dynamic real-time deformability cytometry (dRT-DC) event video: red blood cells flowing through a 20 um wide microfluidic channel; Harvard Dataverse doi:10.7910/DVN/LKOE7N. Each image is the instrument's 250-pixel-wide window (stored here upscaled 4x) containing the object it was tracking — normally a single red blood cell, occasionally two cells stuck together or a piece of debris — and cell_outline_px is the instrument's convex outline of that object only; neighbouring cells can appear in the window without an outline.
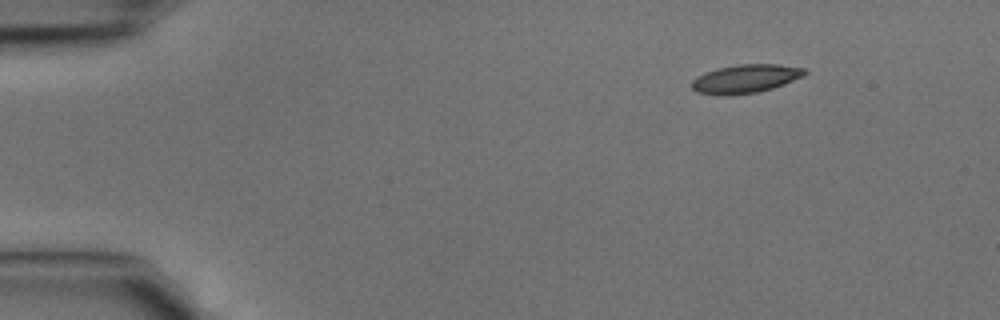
{"species": "common noctule bat (a hibernating species)", "species_latin": "Nyctalus noctula", "temperature_condition": "cold", "stored_images_in_passage": 3, "camera_frame_rate_fps": 3000, "um_per_image_px": 0.085, "animal": {"sex": "male", "body_mass_g": 15.6}, "frame": {"image": 1, "passage_image": 1, "time_ms": 0.0, "image_size_px": [1000, 320], "cell_outline_px": [[808, 72], [804, 76], [784, 84], [772, 88], [756, 92], [732, 96], [720, 96], [696, 92], [692, 88], [692, 80], [696, 76], [704, 72], [716, 68], [736, 64], [780, 64], [804, 68]], "centroid_in_image_um": [63.34, 6.69], "position_along_channel_um": 21.7, "area_um2": 19.13}}
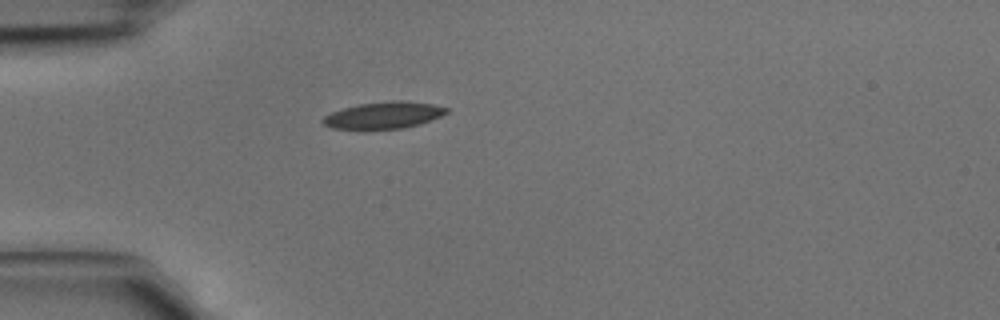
{"frame": {"image": 2, "passage_image": 3, "time_ms": 0.667, "image_size_px": [1000, 320], "cell_outline_px": [[448, 112], [440, 116], [420, 124], [404, 128], [364, 132], [332, 128], [324, 124], [320, 120], [324, 116], [332, 112], [344, 108], [360, 104], [392, 100], [404, 100], [432, 104], [448, 108]], "centroid_in_image_um": [32.56, 9.84], "position_along_channel_um": 52.4, "area_um2": 20.0}}